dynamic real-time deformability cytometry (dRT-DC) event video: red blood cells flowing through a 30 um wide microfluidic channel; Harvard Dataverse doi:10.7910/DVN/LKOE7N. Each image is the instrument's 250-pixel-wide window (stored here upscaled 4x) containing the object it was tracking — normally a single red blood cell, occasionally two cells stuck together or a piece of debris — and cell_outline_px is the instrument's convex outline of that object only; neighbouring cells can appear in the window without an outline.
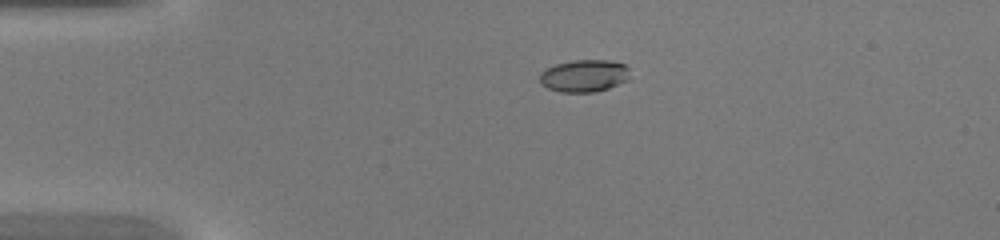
{"species": "common noctule bat (a hibernating species)", "species_latin": "Nyctalus noctula", "temperature_condition": "warm", "stored_images_in_passage": 36, "camera_frame_rate_fps": 3000, "um_per_image_px": 0.085, "animal": {"sex": "female", "body_mass_g": 20.0, "forearm_length_mm": 54.0}, "frame": {"image": 1, "passage_image": 1, "time_ms": 0.0, "image_size_px": [1000, 240], "cell_outline_px": [[628, 80], [608, 88], [596, 92], [560, 92], [548, 88], [540, 84], [540, 72], [556, 64], [572, 60], [608, 60], [624, 64], [628, 68]], "centroid_in_image_um": [49.64, 6.44], "position_along_channel_um": 35.4, "area_um2": 16.94}}
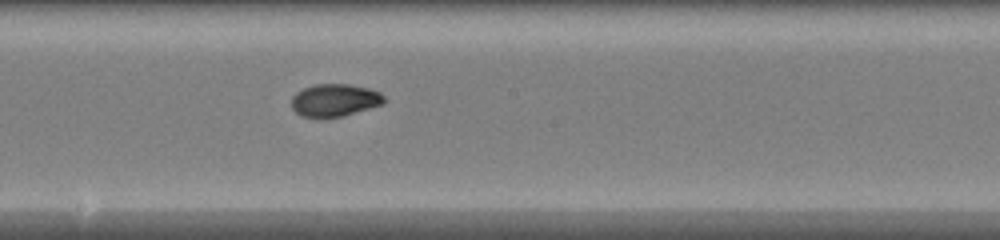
{"frame": {"image": 2, "passage_image": 16, "time_ms": 5.0, "image_size_px": [1000, 240], "cell_outline_px": [[388, 100], [384, 104], [344, 116], [300, 116], [292, 108], [292, 96], [296, 92], [304, 88], [316, 84], [348, 84], [368, 88], [380, 92]], "centroid_in_image_um": [28.49, 8.5], "position_along_channel_um": 219.7, "area_um2": 17.51}}
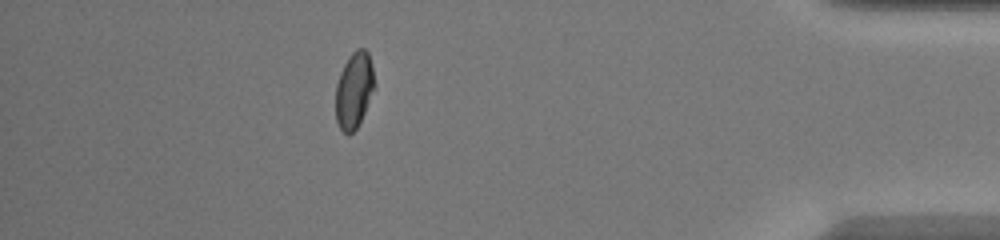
{"frame": {"image": 3, "passage_image": 31, "time_ms": 10.0, "image_size_px": [1000, 240], "cell_outline_px": [[376, 88], [356, 128], [348, 136], [340, 128], [336, 120], [336, 84], [340, 72], [348, 56], [356, 48], [364, 48], [368, 52], [372, 68]], "centroid_in_image_um": [30.1, 7.64], "position_along_channel_um": 405.1, "area_um2": 17.28}}